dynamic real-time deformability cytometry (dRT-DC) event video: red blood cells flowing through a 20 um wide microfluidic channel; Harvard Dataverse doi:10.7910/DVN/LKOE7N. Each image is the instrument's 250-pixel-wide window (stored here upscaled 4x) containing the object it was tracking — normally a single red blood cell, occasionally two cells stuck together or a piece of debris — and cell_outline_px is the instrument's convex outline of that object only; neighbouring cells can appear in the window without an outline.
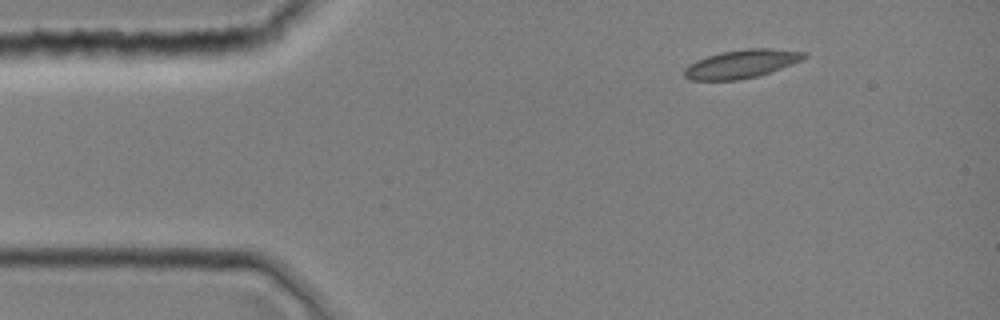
{"species": "common noctule bat (a hibernating species)", "species_latin": "Nyctalus noctula", "temperature_condition": "room temperature", "stored_images_in_passage": 3, "camera_frame_rate_fps": 3000, "um_per_image_px": 0.085, "animal": {"sex": "female", "body_mass_g": 19.0, "forearm_length_mm": 51.5}, "frame": {"image": 1, "passage_image": 1, "time_ms": 0.0, "image_size_px": [1000, 320], "cell_outline_px": [[808, 56], [800, 60], [780, 68], [756, 76], [736, 80], [692, 80], [684, 76], [684, 68], [688, 64], [696, 60], [720, 52], [748, 48], [772, 48], [808, 52]], "centroid_in_image_um": [63.01, 5.41], "position_along_channel_um": 22.0, "area_um2": 19.65}}